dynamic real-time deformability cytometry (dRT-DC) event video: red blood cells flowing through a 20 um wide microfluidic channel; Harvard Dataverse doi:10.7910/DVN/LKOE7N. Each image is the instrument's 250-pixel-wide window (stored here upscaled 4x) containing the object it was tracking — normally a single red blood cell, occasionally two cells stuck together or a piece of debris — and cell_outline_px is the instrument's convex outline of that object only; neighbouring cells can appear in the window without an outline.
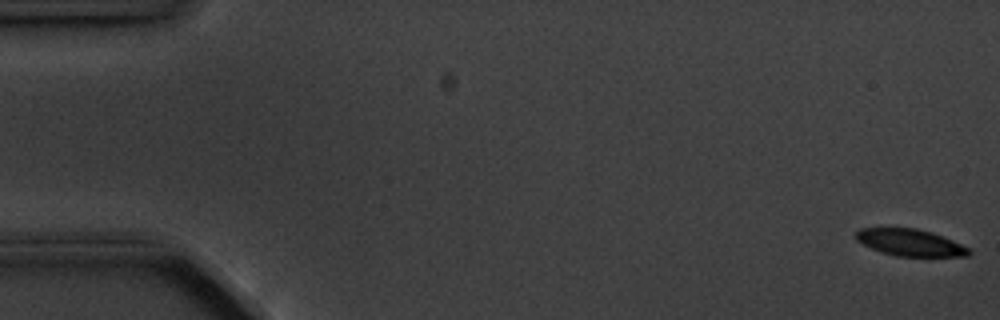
{"species": "common noctule bat (a hibernating species)", "species_latin": "Nyctalus noctula", "temperature_condition": "cold", "stored_images_in_passage": 6, "camera_frame_rate_fps": 3000, "um_per_image_px": 0.085, "animal": {"sex": "male", "body_mass_g": 20.1, "forearm_length_mm": 53.5}, "frame": {"image": 1, "passage_image": 1, "time_ms": 0.0, "image_size_px": [1000, 320], "cell_outline_px": [[972, 252], [968, 256], [896, 256], [880, 252], [856, 240], [856, 232], [860, 228], [916, 228], [932, 232], [952, 240], [968, 248]], "centroid_in_image_um": [77.36, 20.62], "position_along_channel_um": 7.6, "area_um2": 17.51}}
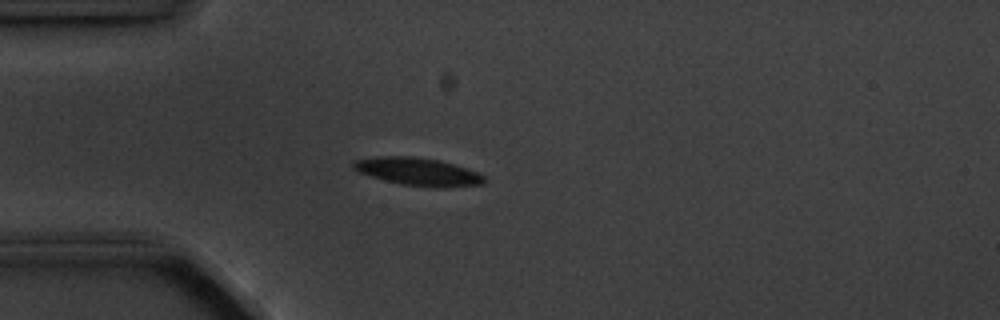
{"frame": {"image": 2, "passage_image": 5, "time_ms": 4.667, "image_size_px": [1000, 320], "cell_outline_px": [[488, 180], [484, 184], [444, 188], [432, 188], [400, 184], [384, 180], [360, 172], [352, 168], [352, 160], [376, 156], [412, 156], [440, 160], [476, 172], [484, 176]], "centroid_in_image_um": [35.53, 14.6], "position_along_channel_um": 49.5, "area_um2": 21.39}}